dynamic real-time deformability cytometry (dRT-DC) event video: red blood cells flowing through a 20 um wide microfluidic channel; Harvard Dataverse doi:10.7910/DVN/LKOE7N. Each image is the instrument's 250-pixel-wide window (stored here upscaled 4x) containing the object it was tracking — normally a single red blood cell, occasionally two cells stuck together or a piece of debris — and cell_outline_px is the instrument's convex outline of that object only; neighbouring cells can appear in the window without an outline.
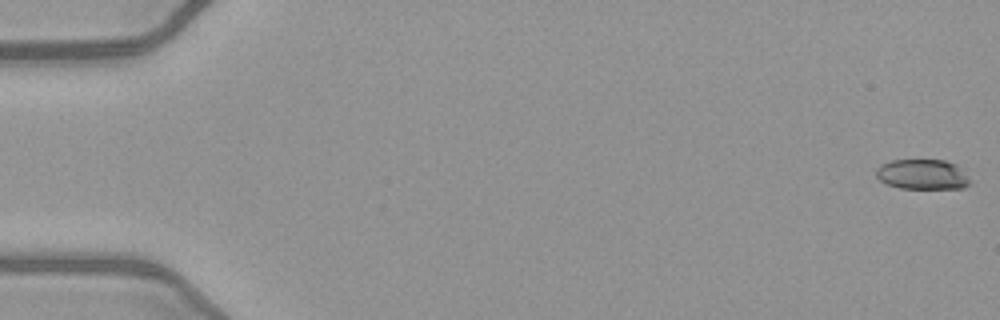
{"species": "common noctule bat (a hibernating species)", "species_latin": "Nyctalus noctula", "temperature_condition": "warm", "stored_images_in_passage": 50, "camera_frame_rate_fps": 3000, "um_per_image_px": 0.085, "animal": {"sex": "female", "body_mass_g": 21.9}, "frame": {"image": 1, "passage_image": 1, "time_ms": 0.0, "image_size_px": [1000, 320], "cell_outline_px": [[972, 180], [964, 188], [900, 188], [888, 184], [880, 180], [876, 176], [876, 168], [880, 164], [892, 160], [944, 160], [956, 164]], "centroid_in_image_um": [78.41, 14.82], "position_along_channel_um": 6.6, "area_um2": 16.47}}
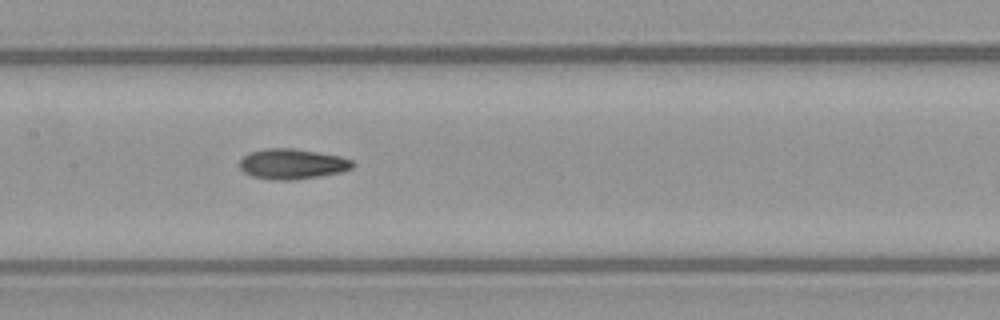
{"frame": {"image": 2, "passage_image": 26, "time_ms": 8.333, "image_size_px": [1000, 320], "cell_outline_px": [[356, 164], [352, 168], [344, 172], [296, 180], [272, 180], [252, 176], [244, 172], [240, 168], [240, 160], [244, 156], [252, 152], [264, 148], [292, 148], [340, 156], [352, 160]], "centroid_in_image_um": [24.87, 13.95], "position_along_channel_um": 182.5, "area_um2": 20.06}}
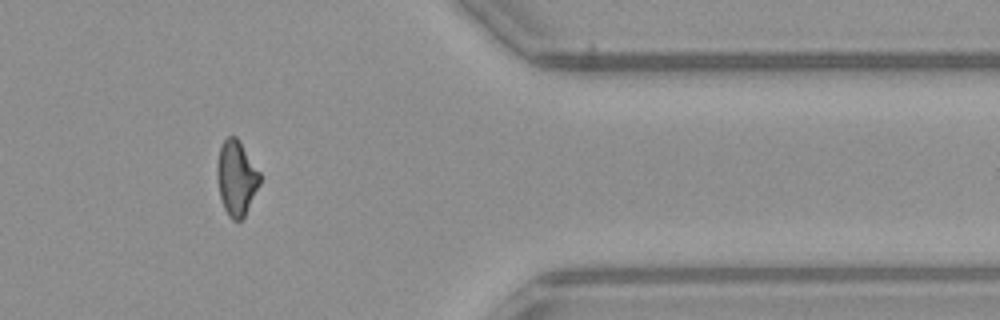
{"frame": {"image": 3, "passage_image": 43, "time_ms": 14.0, "image_size_px": [1000, 320], "cell_outline_px": [[260, 184], [244, 216], [240, 220], [232, 220], [228, 216], [224, 208], [220, 196], [216, 172], [216, 164], [220, 148], [224, 140], [228, 136], [236, 136], [260, 172]], "centroid_in_image_um": [20.08, 15.13], "position_along_channel_um": 391.3, "area_um2": 18.5}, "authors_computed_cell_mechanics": {"area_um2": 18.9584, "velocity_mm_per_s": 4.0708, "shape_relaxation_time_tau1_ms": null, "shape_relaxation_time_tau2_ms": 3.8289, "deformation_change_tau1": null, "deformation_change_tau2": 0.1135}}